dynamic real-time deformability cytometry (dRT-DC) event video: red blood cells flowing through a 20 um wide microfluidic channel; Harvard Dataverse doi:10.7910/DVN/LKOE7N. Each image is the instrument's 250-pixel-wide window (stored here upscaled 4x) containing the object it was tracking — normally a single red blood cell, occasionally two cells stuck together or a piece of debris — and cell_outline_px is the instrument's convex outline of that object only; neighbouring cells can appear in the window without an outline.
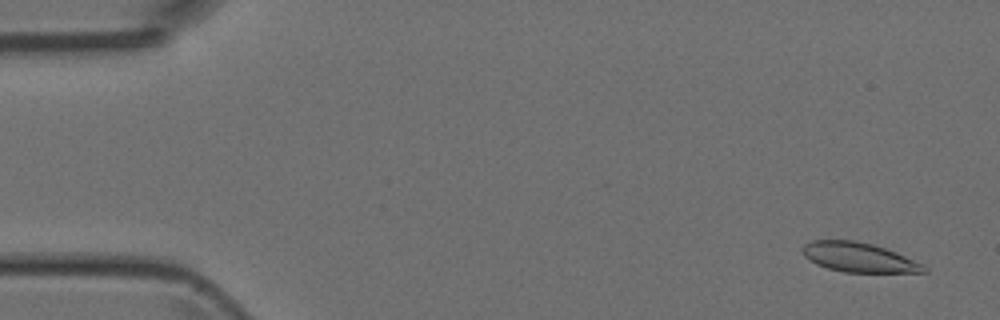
{"species": "Egyptian fruit bat (a non-hibernating species)", "species_latin": "Rousettus aegyptiacus", "temperature_condition": "room temperature", "stored_images_in_passage": 49, "camera_frame_rate_fps": 3000, "um_per_image_px": 0.085, "animal": {"sex": "female"}, "frame": {"image": 1, "passage_image": 3, "time_ms": 0.667, "image_size_px": [1000, 320], "cell_outline_px": [[928, 272], [844, 272], [828, 268], [816, 264], [804, 256], [800, 248], [804, 244], [812, 240], [856, 240], [872, 244], [896, 252], [924, 264], [928, 268]], "centroid_in_image_um": [72.99, 21.87], "position_along_channel_um": 12.0, "area_um2": 20.92}}
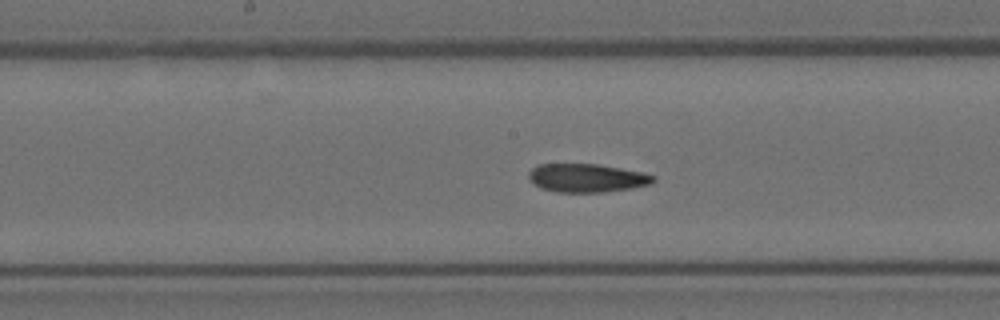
{"frame": {"image": 2, "passage_image": 25, "time_ms": 8.0, "image_size_px": [1000, 320], "cell_outline_px": [[656, 180], [652, 184], [632, 188], [604, 192], [556, 192], [540, 188], [528, 180], [528, 172], [536, 164], [596, 164], [620, 168], [640, 172], [656, 176]], "centroid_in_image_um": [49.85, 15.13], "position_along_channel_um": 198.3, "area_um2": 20.81}}
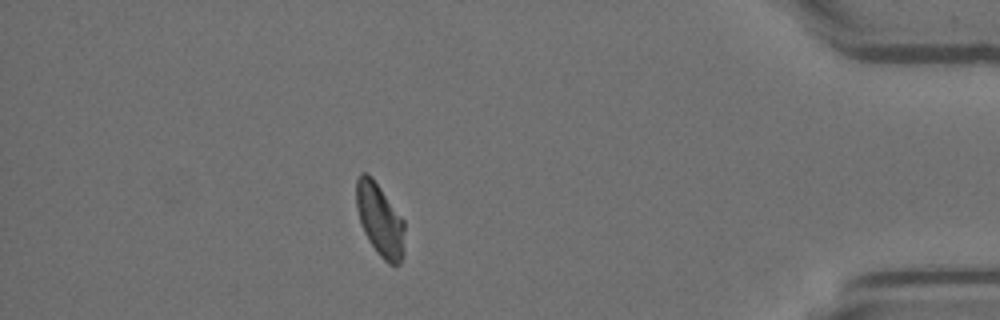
{"frame": {"image": 3, "passage_image": 43, "time_ms": 14.0, "image_size_px": [1000, 320], "cell_outline_px": [[404, 256], [400, 264], [388, 264], [380, 256], [368, 240], [364, 232], [356, 208], [356, 180], [360, 172], [368, 172], [372, 176], [404, 220]], "centroid_in_image_um": [32.29, 18.67], "position_along_channel_um": 402.9, "area_um2": 20.63}}